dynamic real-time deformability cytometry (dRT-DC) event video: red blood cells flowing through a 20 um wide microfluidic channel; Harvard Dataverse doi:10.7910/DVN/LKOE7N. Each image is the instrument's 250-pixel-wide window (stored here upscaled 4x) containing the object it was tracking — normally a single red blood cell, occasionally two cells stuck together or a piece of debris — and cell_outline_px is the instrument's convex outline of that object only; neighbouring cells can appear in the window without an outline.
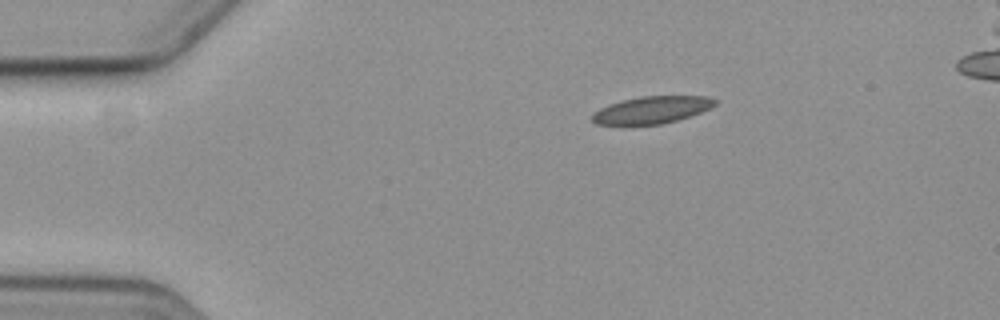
{"species": "common noctule bat (a hibernating species)", "species_latin": "Nyctalus noctula", "temperature_condition": "cold", "stored_images_in_passage": 4, "camera_frame_rate_fps": 3000, "um_per_image_px": 0.085, "animal": {"sex": "female", "body_mass_g": 19.3, "forearm_length_mm": 54.1}, "frame": {"image": 1, "passage_image": 1, "time_ms": 0.0, "image_size_px": [1000, 320], "cell_outline_px": [[720, 100], [716, 104], [700, 112], [676, 120], [660, 124], [596, 124], [592, 120], [592, 112], [608, 104], [640, 96], [708, 96]], "centroid_in_image_um": [55.4, 9.32], "position_along_channel_um": 29.6, "area_um2": 19.25}}